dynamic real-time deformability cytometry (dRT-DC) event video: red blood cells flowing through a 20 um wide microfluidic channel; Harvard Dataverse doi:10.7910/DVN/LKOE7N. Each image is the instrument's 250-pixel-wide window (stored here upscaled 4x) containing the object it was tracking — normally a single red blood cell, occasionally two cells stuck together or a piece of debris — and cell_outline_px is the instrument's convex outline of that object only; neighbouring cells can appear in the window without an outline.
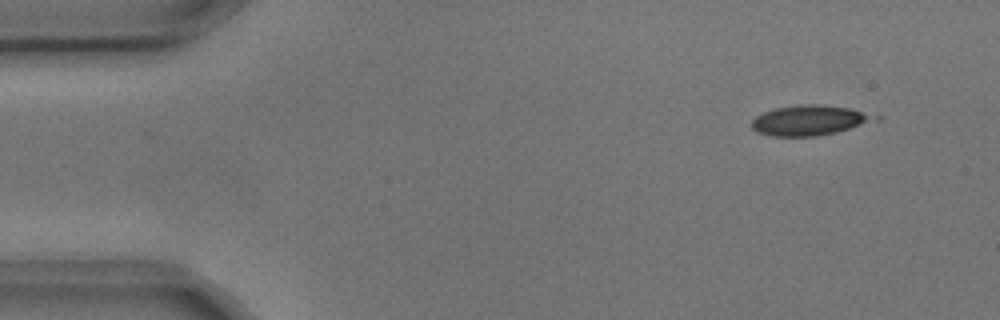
{"species": "common noctule bat (a hibernating species)", "species_latin": "Nyctalus noctula", "temperature_condition": "cold", "stored_images_in_passage": 7, "camera_frame_rate_fps": 3000, "um_per_image_px": 0.085, "animal": {"sex": "male", "body_mass_g": 17.9, "forearm_length_mm": 54.2}, "frame": {"image": 1, "passage_image": 1, "time_ms": 0.0, "image_size_px": [1000, 320], "cell_outline_px": [[868, 116], [864, 120], [848, 128], [836, 132], [816, 136], [772, 136], [756, 132], [752, 128], [752, 120], [756, 116], [764, 112], [776, 108], [800, 104], [820, 104], [848, 108], [860, 112]], "centroid_in_image_um": [68.52, 10.23], "position_along_channel_um": 16.5, "area_um2": 20.35}}
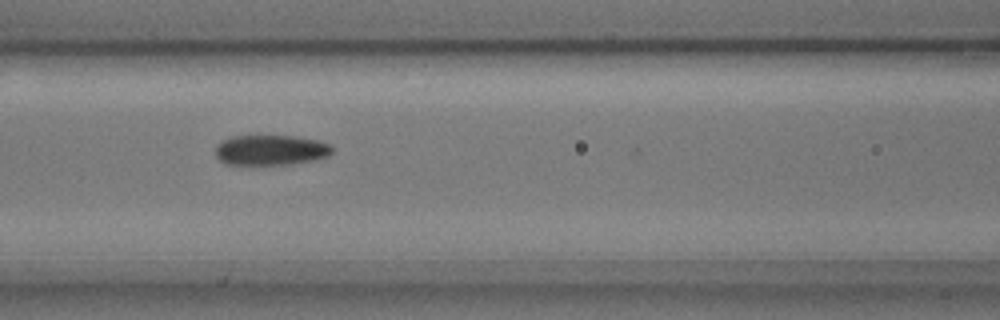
{"frame": {"image": 2, "passage_image": 6, "time_ms": 1.667, "image_size_px": [1000, 320], "cell_outline_px": [[332, 152], [328, 156], [316, 160], [292, 164], [228, 164], [220, 160], [216, 156], [216, 144], [232, 136], [292, 136], [316, 140], [328, 144], [332, 148]], "centroid_in_image_um": [23.01, 12.76], "position_along_channel_um": 143.6, "area_um2": 20.4}}
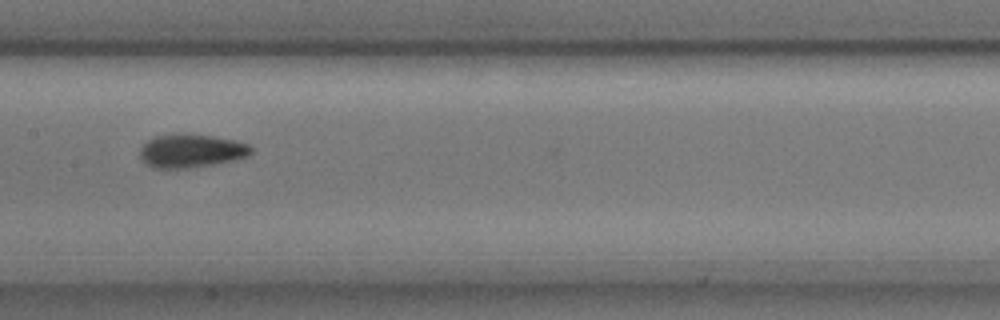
{"frame": {"image": 3, "passage_image": 7, "time_ms": 2.0, "image_size_px": [1000, 320], "cell_outline_px": [[252, 152], [248, 156], [236, 160], [188, 168], [152, 168], [140, 160], [140, 148], [148, 140], [156, 136], [172, 132], [176, 132], [212, 136], [236, 140], [248, 144], [252, 148]], "centroid_in_image_um": [16.23, 12.81], "position_along_channel_um": 191.2, "area_um2": 22.02}}